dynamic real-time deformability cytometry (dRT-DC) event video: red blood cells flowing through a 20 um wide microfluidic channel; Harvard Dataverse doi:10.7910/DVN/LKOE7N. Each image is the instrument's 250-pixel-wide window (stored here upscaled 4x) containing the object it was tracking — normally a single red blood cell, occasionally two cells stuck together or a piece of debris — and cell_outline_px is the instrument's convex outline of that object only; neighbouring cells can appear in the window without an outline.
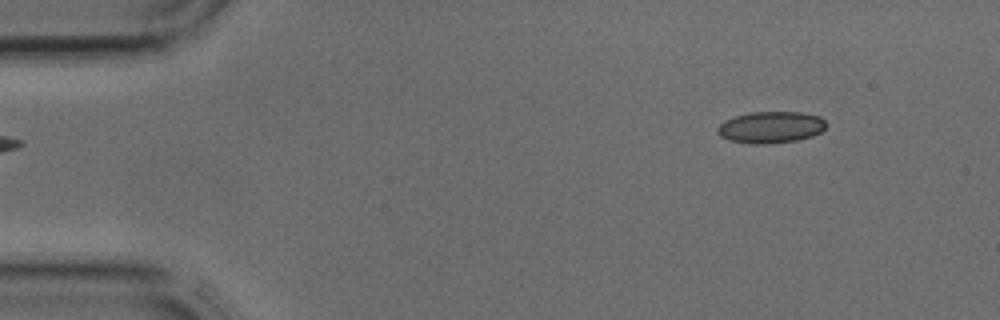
{"species": "common noctule bat (a hibernating species)", "species_latin": "Nyctalus noctula", "temperature_condition": "cold", "stored_images_in_passage": 3, "camera_frame_rate_fps": 3000, "um_per_image_px": 0.085, "animal": {"sex": "male", "body_mass_g": 17.9, "forearm_length_mm": 54.2}, "frame": {"image": 1, "passage_image": 1, "time_ms": 0.0, "image_size_px": [1000, 320], "cell_outline_px": [[828, 124], [820, 132], [812, 136], [796, 140], [768, 144], [752, 144], [728, 140], [720, 136], [716, 132], [716, 128], [724, 120], [736, 116], [752, 112], [804, 112], [820, 116]], "centroid_in_image_um": [65.51, 10.81], "position_along_channel_um": 19.5, "area_um2": 20.17}}
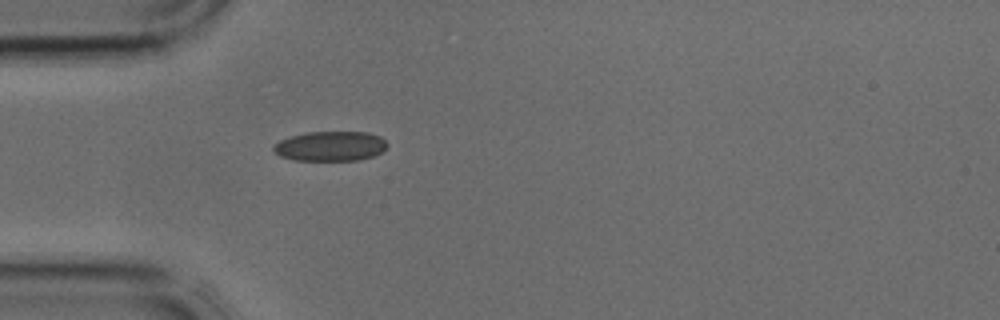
{"frame": {"image": 2, "passage_image": 3, "time_ms": 0.667, "image_size_px": [1000, 320], "cell_outline_px": [[388, 144], [380, 152], [372, 156], [360, 160], [292, 160], [280, 156], [272, 148], [280, 140], [292, 136], [308, 132], [368, 132], [380, 136]], "centroid_in_image_um": [28.09, 12.42], "position_along_channel_um": 56.9, "area_um2": 19.54}}